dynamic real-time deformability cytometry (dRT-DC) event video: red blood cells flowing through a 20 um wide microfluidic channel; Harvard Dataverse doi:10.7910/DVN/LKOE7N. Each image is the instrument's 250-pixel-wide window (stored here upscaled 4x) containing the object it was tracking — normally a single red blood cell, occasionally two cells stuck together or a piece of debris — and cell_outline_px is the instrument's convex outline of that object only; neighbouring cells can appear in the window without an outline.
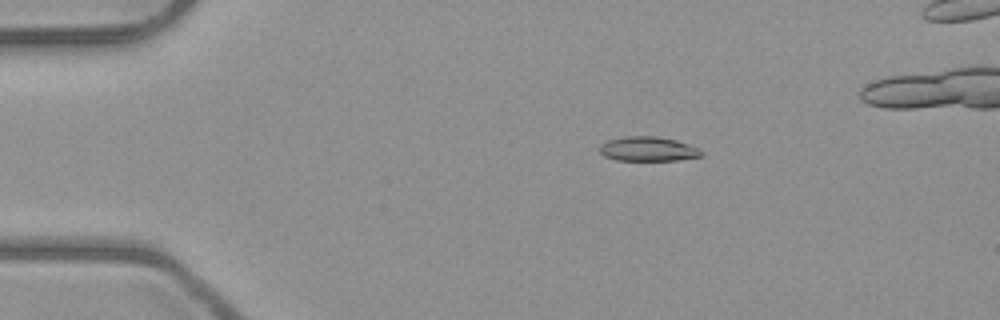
{"species": "common noctule bat (a hibernating species)", "species_latin": "Nyctalus noctula", "temperature_condition": "room temperature", "stored_images_in_passage": 7, "camera_frame_rate_fps": 3000, "um_per_image_px": 0.085, "animal": {"sex": "male", "body_mass_g": 23.1, "forearm_length_mm": 52.7}, "frame": {"image": 1, "passage_image": 1, "time_ms": 0.0, "image_size_px": [1000, 320], "cell_outline_px": [[704, 152], [700, 156], [676, 160], [616, 160], [604, 156], [596, 148], [600, 144], [608, 140], [624, 136], [656, 136], [676, 140], [688, 144]], "centroid_in_image_um": [55.01, 12.65], "position_along_channel_um": 30.0, "area_um2": 14.51}}
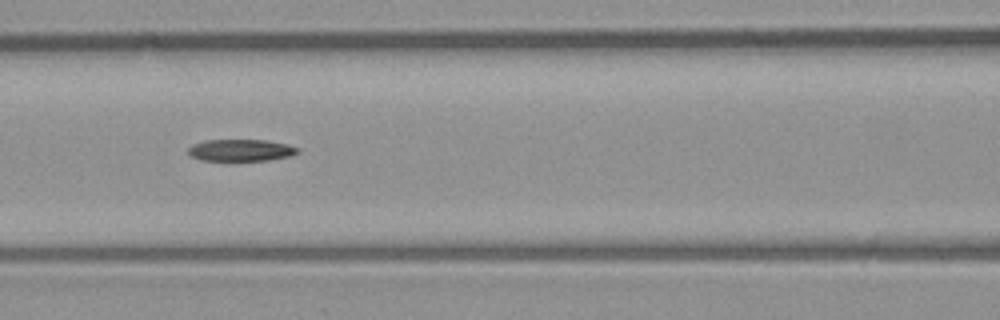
{"frame": {"image": 2, "passage_image": 5, "time_ms": 4.333, "image_size_px": [1000, 320], "cell_outline_px": [[300, 152], [292, 156], [268, 160], [200, 160], [192, 156], [188, 152], [188, 148], [192, 144], [204, 140], [264, 140], [288, 144], [300, 148]], "centroid_in_image_um": [20.51, 12.76], "position_along_channel_um": 146.1, "area_um2": 13.99}}
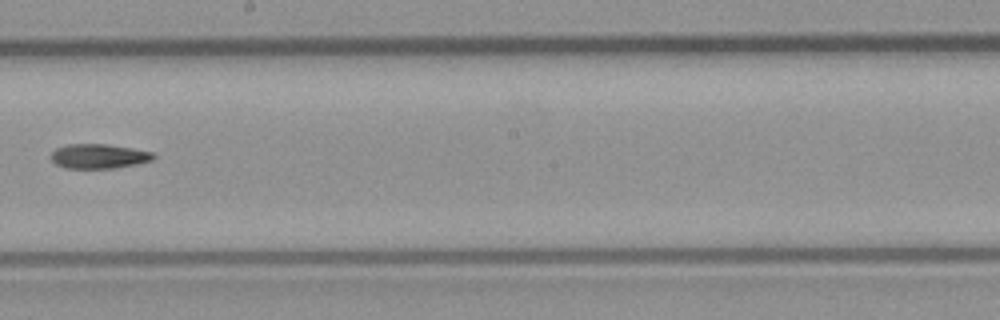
{"frame": {"image": 3, "passage_image": 7, "time_ms": 6.667, "image_size_px": [1000, 320], "cell_outline_px": [[156, 156], [152, 160], [136, 164], [116, 168], [64, 168], [56, 164], [52, 160], [52, 152], [56, 148], [68, 144], [108, 144], [132, 148], [152, 152]], "centroid_in_image_um": [8.4, 13.28], "position_along_channel_um": 239.8, "area_um2": 14.62}}